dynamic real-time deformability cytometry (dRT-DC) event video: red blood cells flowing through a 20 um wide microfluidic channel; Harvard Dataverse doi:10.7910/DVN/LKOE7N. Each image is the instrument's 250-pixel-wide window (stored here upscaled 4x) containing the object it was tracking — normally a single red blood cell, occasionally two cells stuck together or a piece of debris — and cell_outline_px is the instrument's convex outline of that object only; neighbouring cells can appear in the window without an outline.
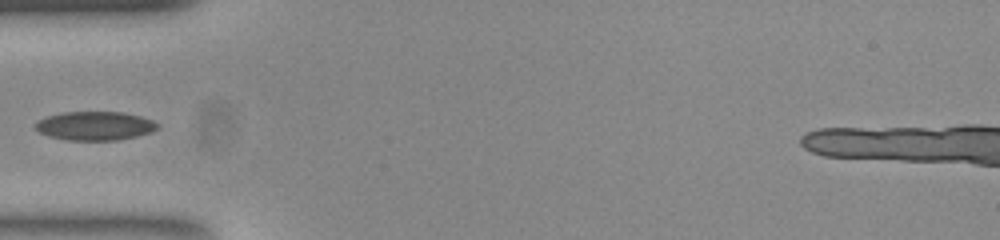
{"species": "common noctule bat (a hibernating species)", "species_latin": "Nyctalus noctula", "temperature_condition": "room temperature", "stored_images_in_passage": 34, "camera_frame_rate_fps": 3000, "um_per_image_px": 0.085, "animal": {"sex": "female", "body_mass_g": 23.0, "forearm_length_mm": 53.4}, "frame": {"image": 1, "passage_image": 1, "time_ms": 0.0, "image_size_px": [1000, 240], "cell_outline_px": [[160, 124], [152, 132], [136, 136], [116, 140], [68, 140], [48, 136], [40, 132], [32, 124], [36, 120], [48, 116], [64, 112], [120, 112], [140, 116], [152, 120]], "centroid_in_image_um": [8.04, 10.69], "position_along_channel_um": 77.0, "area_um2": 20.46}}
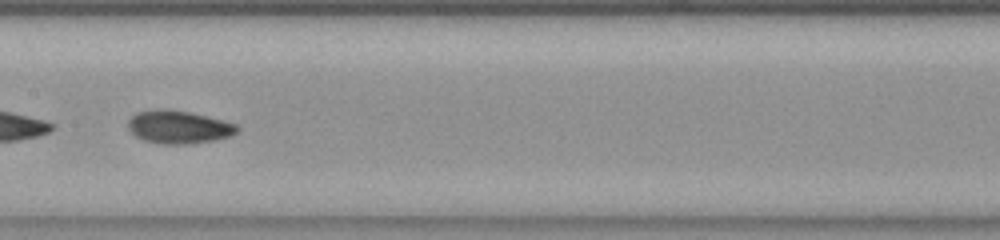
{"frame": {"image": 2, "passage_image": 10, "time_ms": 3.0, "image_size_px": [1000, 240], "cell_outline_px": [[240, 128], [232, 136], [212, 140], [188, 144], [160, 144], [144, 140], [136, 136], [128, 128], [128, 120], [136, 112], [160, 108], [164, 108], [188, 112], [224, 120], [236, 124]], "centroid_in_image_um": [15.18, 10.79], "position_along_channel_um": 192.2, "area_um2": 20.98}}